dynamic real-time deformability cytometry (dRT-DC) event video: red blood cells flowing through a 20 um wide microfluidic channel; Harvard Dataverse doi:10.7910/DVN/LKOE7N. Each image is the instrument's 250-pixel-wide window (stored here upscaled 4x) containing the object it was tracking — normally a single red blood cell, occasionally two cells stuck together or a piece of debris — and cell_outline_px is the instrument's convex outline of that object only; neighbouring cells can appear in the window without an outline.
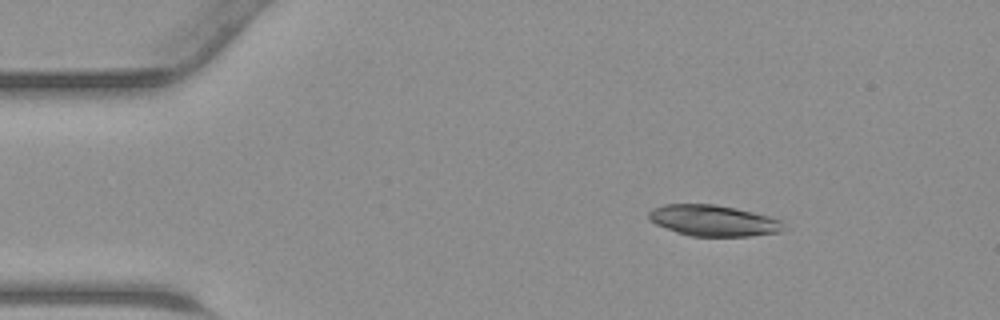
{"species": "common noctule bat (a hibernating species)", "species_latin": "Nyctalus noctula", "temperature_condition": "warm", "stored_images_in_passage": 39, "camera_frame_rate_fps": 3000, "um_per_image_px": 0.085, "animal": {"sex": "male", "body_mass_g": 23.1, "forearm_length_mm": 52.7}, "frame": {"image": 1, "passage_image": 1, "time_ms": 0.0, "image_size_px": [1000, 320], "cell_outline_px": [[780, 232], [748, 236], [688, 236], [676, 232], [656, 224], [648, 220], [648, 212], [652, 208], [664, 204], [716, 204], [752, 212], [768, 216], [780, 220]], "centroid_in_image_um": [60.53, 18.74], "position_along_channel_um": 24.5, "area_um2": 24.16}}